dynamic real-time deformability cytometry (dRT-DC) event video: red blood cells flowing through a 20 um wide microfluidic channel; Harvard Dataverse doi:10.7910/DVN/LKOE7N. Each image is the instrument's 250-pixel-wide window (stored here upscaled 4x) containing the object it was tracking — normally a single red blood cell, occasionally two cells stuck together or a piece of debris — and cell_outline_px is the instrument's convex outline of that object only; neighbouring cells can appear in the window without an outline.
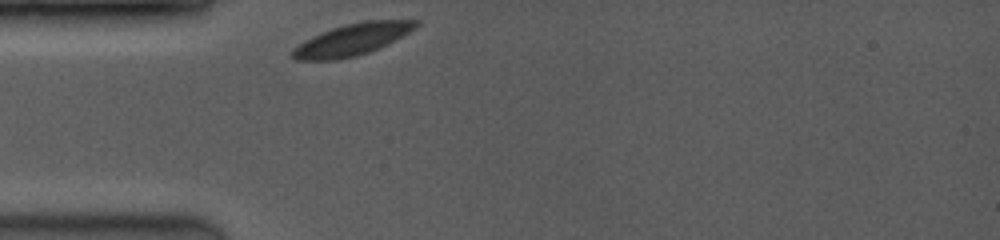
{"species": "common noctule bat (a hibernating species)", "species_latin": "Nyctalus noctula", "temperature_condition": "room temperature", "stored_images_in_passage": 16, "camera_frame_rate_fps": 3500, "um_per_image_px": 0.085, "animal": {"sex": "female", "body_mass_g": 19.0, "forearm_length_mm": 53.3}, "frame": {"image": 1, "passage_image": 1, "time_ms": 0.0, "image_size_px": [1000, 240], "cell_outline_px": [[420, 24], [416, 28], [388, 44], [380, 48], [356, 56], [336, 60], [296, 60], [292, 56], [292, 48], [304, 40], [320, 32], [344, 24], [364, 20], [420, 20]], "centroid_in_image_um": [29.94, 3.35], "position_along_channel_um": 55.1, "area_um2": 23.0}}
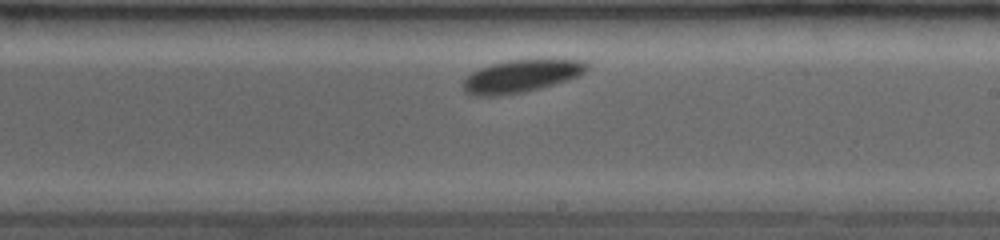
{"frame": {"image": 2, "passage_image": 10, "time_ms": 5.143, "image_size_px": [1000, 240], "cell_outline_px": [[588, 68], [584, 72], [568, 80], [540, 88], [524, 92], [500, 96], [472, 96], [464, 92], [460, 84], [464, 76], [480, 68], [492, 64], [508, 60], [548, 56], [584, 60], [588, 64]], "centroid_in_image_um": [44.3, 6.43], "position_along_channel_um": 244.7, "area_um2": 24.74}}
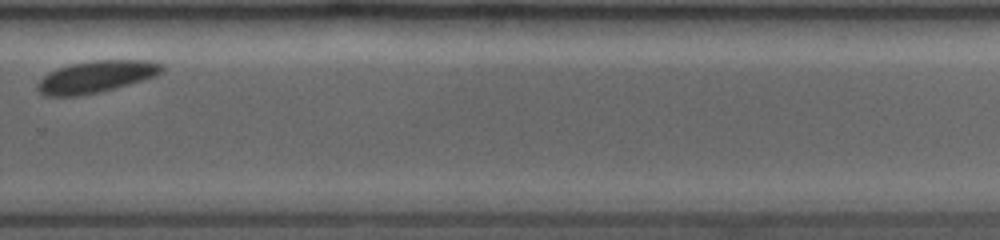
{"frame": {"image": 3, "passage_image": 15, "time_ms": 7.143, "image_size_px": [1000, 240], "cell_outline_px": [[168, 68], [164, 72], [156, 76], [144, 80], [100, 92], [76, 96], [44, 96], [36, 88], [36, 84], [48, 72], [56, 68], [72, 64], [92, 60], [148, 60], [164, 64]], "centroid_in_image_um": [8.22, 6.51], "position_along_channel_um": 321.6, "area_um2": 23.47}}